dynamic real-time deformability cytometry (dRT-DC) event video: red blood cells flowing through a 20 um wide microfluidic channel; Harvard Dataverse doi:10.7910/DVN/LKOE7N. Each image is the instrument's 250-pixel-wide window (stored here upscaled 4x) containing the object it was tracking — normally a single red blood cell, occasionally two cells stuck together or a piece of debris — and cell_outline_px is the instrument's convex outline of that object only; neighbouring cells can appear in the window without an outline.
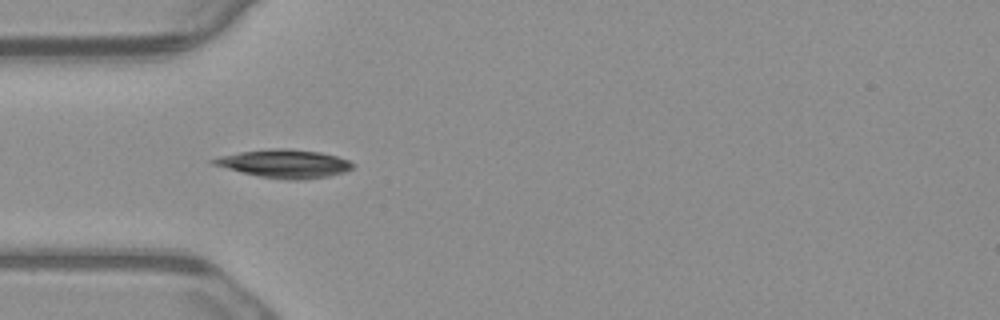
{"species": "common noctule bat (a hibernating species)", "species_latin": "Nyctalus noctula", "temperature_condition": "warm", "stored_images_in_passage": 3, "camera_frame_rate_fps": 3000, "um_per_image_px": 0.085, "animal": {"sex": "male", "body_mass_g": 23.1, "forearm_length_mm": 52.7}, "frame": {"image": 1, "passage_image": 2, "time_ms": 0.333, "image_size_px": [1000, 320], "cell_outline_px": [[356, 164], [352, 168], [344, 172], [328, 176], [296, 180], [288, 180], [260, 176], [212, 164], [208, 160], [220, 156], [240, 152], [268, 148], [292, 148], [320, 152], [336, 156], [348, 160]], "centroid_in_image_um": [24.2, 13.89], "position_along_channel_um": 60.8, "area_um2": 22.77}}
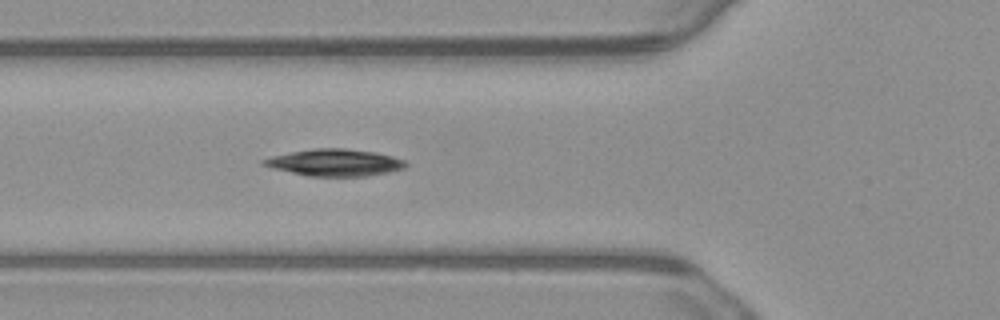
{"frame": {"image": 2, "passage_image": 3, "time_ms": 0.667, "image_size_px": [1000, 320], "cell_outline_px": [[408, 164], [404, 168], [388, 172], [368, 176], [308, 176], [272, 168], [260, 164], [260, 160], [272, 156], [312, 148], [344, 148], [376, 152], [392, 156], [404, 160]], "centroid_in_image_um": [28.44, 13.81], "position_along_channel_um": 97.4, "area_um2": 22.31}}